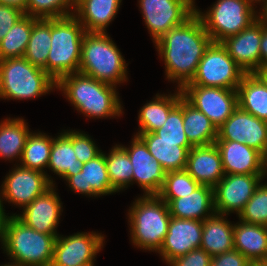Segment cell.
Returning a JSON list of instances; mask_svg holds the SVG:
<instances>
[{"mask_svg": "<svg viewBox=\"0 0 267 266\" xmlns=\"http://www.w3.org/2000/svg\"><path fill=\"white\" fill-rule=\"evenodd\" d=\"M267 66V23L262 20V38L260 42V68Z\"/></svg>", "mask_w": 267, "mask_h": 266, "instance_id": "45", "label": "cell"}, {"mask_svg": "<svg viewBox=\"0 0 267 266\" xmlns=\"http://www.w3.org/2000/svg\"><path fill=\"white\" fill-rule=\"evenodd\" d=\"M56 89V81L24 57L0 61V99H36Z\"/></svg>", "mask_w": 267, "mask_h": 266, "instance_id": "6", "label": "cell"}, {"mask_svg": "<svg viewBox=\"0 0 267 266\" xmlns=\"http://www.w3.org/2000/svg\"><path fill=\"white\" fill-rule=\"evenodd\" d=\"M212 38L196 12L183 24L172 28L154 43L164 61L166 79L182 89L194 78L198 64Z\"/></svg>", "mask_w": 267, "mask_h": 266, "instance_id": "1", "label": "cell"}, {"mask_svg": "<svg viewBox=\"0 0 267 266\" xmlns=\"http://www.w3.org/2000/svg\"><path fill=\"white\" fill-rule=\"evenodd\" d=\"M139 11L153 43L195 13V0H138Z\"/></svg>", "mask_w": 267, "mask_h": 266, "instance_id": "10", "label": "cell"}, {"mask_svg": "<svg viewBox=\"0 0 267 266\" xmlns=\"http://www.w3.org/2000/svg\"><path fill=\"white\" fill-rule=\"evenodd\" d=\"M23 118H5L0 121V158L16 162L21 160L26 139L31 133ZM18 159V160H17Z\"/></svg>", "mask_w": 267, "mask_h": 266, "instance_id": "30", "label": "cell"}, {"mask_svg": "<svg viewBox=\"0 0 267 266\" xmlns=\"http://www.w3.org/2000/svg\"><path fill=\"white\" fill-rule=\"evenodd\" d=\"M0 266H23V265L10 261V262H8V263L6 262L5 264H2Z\"/></svg>", "mask_w": 267, "mask_h": 266, "instance_id": "51", "label": "cell"}, {"mask_svg": "<svg viewBox=\"0 0 267 266\" xmlns=\"http://www.w3.org/2000/svg\"><path fill=\"white\" fill-rule=\"evenodd\" d=\"M84 131L73 130V149L77 159L86 163L98 156L102 150L96 145L94 139Z\"/></svg>", "mask_w": 267, "mask_h": 266, "instance_id": "41", "label": "cell"}, {"mask_svg": "<svg viewBox=\"0 0 267 266\" xmlns=\"http://www.w3.org/2000/svg\"><path fill=\"white\" fill-rule=\"evenodd\" d=\"M0 4L15 6L24 11L26 8L27 0H0Z\"/></svg>", "mask_w": 267, "mask_h": 266, "instance_id": "47", "label": "cell"}, {"mask_svg": "<svg viewBox=\"0 0 267 266\" xmlns=\"http://www.w3.org/2000/svg\"><path fill=\"white\" fill-rule=\"evenodd\" d=\"M74 9L73 0H27L24 14L35 18H60L72 15Z\"/></svg>", "mask_w": 267, "mask_h": 266, "instance_id": "38", "label": "cell"}, {"mask_svg": "<svg viewBox=\"0 0 267 266\" xmlns=\"http://www.w3.org/2000/svg\"><path fill=\"white\" fill-rule=\"evenodd\" d=\"M250 261L239 251L233 249L211 258L210 266H249Z\"/></svg>", "mask_w": 267, "mask_h": 266, "instance_id": "44", "label": "cell"}, {"mask_svg": "<svg viewBox=\"0 0 267 266\" xmlns=\"http://www.w3.org/2000/svg\"><path fill=\"white\" fill-rule=\"evenodd\" d=\"M153 99L142 106L138 113V132L152 133L161 128L165 123L170 110L179 102L183 96L181 89L172 94L157 93Z\"/></svg>", "mask_w": 267, "mask_h": 266, "instance_id": "29", "label": "cell"}, {"mask_svg": "<svg viewBox=\"0 0 267 266\" xmlns=\"http://www.w3.org/2000/svg\"><path fill=\"white\" fill-rule=\"evenodd\" d=\"M135 135L145 143L148 151L166 173L186 169L188 151L193 147L189 141L159 140V136L154 132Z\"/></svg>", "mask_w": 267, "mask_h": 266, "instance_id": "24", "label": "cell"}, {"mask_svg": "<svg viewBox=\"0 0 267 266\" xmlns=\"http://www.w3.org/2000/svg\"><path fill=\"white\" fill-rule=\"evenodd\" d=\"M200 185L214 188L225 176L217 145L194 146L188 151L185 169Z\"/></svg>", "mask_w": 267, "mask_h": 266, "instance_id": "22", "label": "cell"}, {"mask_svg": "<svg viewBox=\"0 0 267 266\" xmlns=\"http://www.w3.org/2000/svg\"><path fill=\"white\" fill-rule=\"evenodd\" d=\"M227 217L215 213L203 221L200 248L211 257L234 249V224Z\"/></svg>", "mask_w": 267, "mask_h": 266, "instance_id": "26", "label": "cell"}, {"mask_svg": "<svg viewBox=\"0 0 267 266\" xmlns=\"http://www.w3.org/2000/svg\"><path fill=\"white\" fill-rule=\"evenodd\" d=\"M234 249L250 262L267 261V226L241 220L234 223Z\"/></svg>", "mask_w": 267, "mask_h": 266, "instance_id": "27", "label": "cell"}, {"mask_svg": "<svg viewBox=\"0 0 267 266\" xmlns=\"http://www.w3.org/2000/svg\"><path fill=\"white\" fill-rule=\"evenodd\" d=\"M55 184L36 197L15 215L26 226L44 234L59 235L57 227L63 212V203L56 192Z\"/></svg>", "mask_w": 267, "mask_h": 266, "instance_id": "17", "label": "cell"}, {"mask_svg": "<svg viewBox=\"0 0 267 266\" xmlns=\"http://www.w3.org/2000/svg\"><path fill=\"white\" fill-rule=\"evenodd\" d=\"M172 217L204 221L214 215V188L200 185L191 194L173 200H163Z\"/></svg>", "mask_w": 267, "mask_h": 266, "instance_id": "23", "label": "cell"}, {"mask_svg": "<svg viewBox=\"0 0 267 266\" xmlns=\"http://www.w3.org/2000/svg\"><path fill=\"white\" fill-rule=\"evenodd\" d=\"M109 151L104 155L110 183L117 192L126 190L132 185L133 178L129 156L121 144L114 145Z\"/></svg>", "mask_w": 267, "mask_h": 266, "instance_id": "35", "label": "cell"}, {"mask_svg": "<svg viewBox=\"0 0 267 266\" xmlns=\"http://www.w3.org/2000/svg\"><path fill=\"white\" fill-rule=\"evenodd\" d=\"M122 0H81L73 15L83 25L86 32L107 33V28L115 19Z\"/></svg>", "mask_w": 267, "mask_h": 266, "instance_id": "25", "label": "cell"}, {"mask_svg": "<svg viewBox=\"0 0 267 266\" xmlns=\"http://www.w3.org/2000/svg\"><path fill=\"white\" fill-rule=\"evenodd\" d=\"M200 184L186 171L165 174L164 185L157 194L162 200H173L191 194Z\"/></svg>", "mask_w": 267, "mask_h": 266, "instance_id": "37", "label": "cell"}, {"mask_svg": "<svg viewBox=\"0 0 267 266\" xmlns=\"http://www.w3.org/2000/svg\"><path fill=\"white\" fill-rule=\"evenodd\" d=\"M65 181L70 190L88 197L98 198L117 193L110 183L103 151L95 158L83 163L81 172L68 176Z\"/></svg>", "mask_w": 267, "mask_h": 266, "instance_id": "21", "label": "cell"}, {"mask_svg": "<svg viewBox=\"0 0 267 266\" xmlns=\"http://www.w3.org/2000/svg\"><path fill=\"white\" fill-rule=\"evenodd\" d=\"M262 7V8H261ZM259 17L267 23V0L260 5Z\"/></svg>", "mask_w": 267, "mask_h": 266, "instance_id": "49", "label": "cell"}, {"mask_svg": "<svg viewBox=\"0 0 267 266\" xmlns=\"http://www.w3.org/2000/svg\"><path fill=\"white\" fill-rule=\"evenodd\" d=\"M32 26L33 17L30 15H24L15 23L0 42V61L24 56Z\"/></svg>", "mask_w": 267, "mask_h": 266, "instance_id": "36", "label": "cell"}, {"mask_svg": "<svg viewBox=\"0 0 267 266\" xmlns=\"http://www.w3.org/2000/svg\"><path fill=\"white\" fill-rule=\"evenodd\" d=\"M105 236L97 232H77L56 238L51 266H81L95 263Z\"/></svg>", "mask_w": 267, "mask_h": 266, "instance_id": "13", "label": "cell"}, {"mask_svg": "<svg viewBox=\"0 0 267 266\" xmlns=\"http://www.w3.org/2000/svg\"><path fill=\"white\" fill-rule=\"evenodd\" d=\"M211 258L204 249L197 248L170 261L168 266H210Z\"/></svg>", "mask_w": 267, "mask_h": 266, "instance_id": "43", "label": "cell"}, {"mask_svg": "<svg viewBox=\"0 0 267 266\" xmlns=\"http://www.w3.org/2000/svg\"><path fill=\"white\" fill-rule=\"evenodd\" d=\"M0 186V200L24 208L54 183L51 175L15 164Z\"/></svg>", "mask_w": 267, "mask_h": 266, "instance_id": "11", "label": "cell"}, {"mask_svg": "<svg viewBox=\"0 0 267 266\" xmlns=\"http://www.w3.org/2000/svg\"><path fill=\"white\" fill-rule=\"evenodd\" d=\"M75 110L90 119L117 118L123 115V106L117 87L80 72L62 76L56 81Z\"/></svg>", "mask_w": 267, "mask_h": 266, "instance_id": "2", "label": "cell"}, {"mask_svg": "<svg viewBox=\"0 0 267 266\" xmlns=\"http://www.w3.org/2000/svg\"><path fill=\"white\" fill-rule=\"evenodd\" d=\"M261 38L262 19L258 17L238 34L226 37L221 44L246 74H252L260 69Z\"/></svg>", "mask_w": 267, "mask_h": 266, "instance_id": "19", "label": "cell"}, {"mask_svg": "<svg viewBox=\"0 0 267 266\" xmlns=\"http://www.w3.org/2000/svg\"><path fill=\"white\" fill-rule=\"evenodd\" d=\"M183 126L189 143L194 146L214 144L217 128L211 120L183 97Z\"/></svg>", "mask_w": 267, "mask_h": 266, "instance_id": "31", "label": "cell"}, {"mask_svg": "<svg viewBox=\"0 0 267 266\" xmlns=\"http://www.w3.org/2000/svg\"><path fill=\"white\" fill-rule=\"evenodd\" d=\"M245 75L221 42H212L201 58L194 78L185 86L237 90Z\"/></svg>", "mask_w": 267, "mask_h": 266, "instance_id": "9", "label": "cell"}, {"mask_svg": "<svg viewBox=\"0 0 267 266\" xmlns=\"http://www.w3.org/2000/svg\"><path fill=\"white\" fill-rule=\"evenodd\" d=\"M267 174H225L214 187L216 214L239 213Z\"/></svg>", "mask_w": 267, "mask_h": 266, "instance_id": "12", "label": "cell"}, {"mask_svg": "<svg viewBox=\"0 0 267 266\" xmlns=\"http://www.w3.org/2000/svg\"><path fill=\"white\" fill-rule=\"evenodd\" d=\"M24 15V11L15 6L0 4V42Z\"/></svg>", "mask_w": 267, "mask_h": 266, "instance_id": "42", "label": "cell"}, {"mask_svg": "<svg viewBox=\"0 0 267 266\" xmlns=\"http://www.w3.org/2000/svg\"><path fill=\"white\" fill-rule=\"evenodd\" d=\"M225 174H267V158L255 148L237 141H215Z\"/></svg>", "mask_w": 267, "mask_h": 266, "instance_id": "20", "label": "cell"}, {"mask_svg": "<svg viewBox=\"0 0 267 266\" xmlns=\"http://www.w3.org/2000/svg\"><path fill=\"white\" fill-rule=\"evenodd\" d=\"M132 203L127 214L132 244L158 252L171 219L167 204L158 195H142Z\"/></svg>", "mask_w": 267, "mask_h": 266, "instance_id": "4", "label": "cell"}, {"mask_svg": "<svg viewBox=\"0 0 267 266\" xmlns=\"http://www.w3.org/2000/svg\"><path fill=\"white\" fill-rule=\"evenodd\" d=\"M81 266H95V264L94 263H89L87 265H81Z\"/></svg>", "mask_w": 267, "mask_h": 266, "instance_id": "54", "label": "cell"}, {"mask_svg": "<svg viewBox=\"0 0 267 266\" xmlns=\"http://www.w3.org/2000/svg\"><path fill=\"white\" fill-rule=\"evenodd\" d=\"M85 33L83 25L73 14L51 18V48L47 58V73L55 81L64 75L79 72Z\"/></svg>", "mask_w": 267, "mask_h": 266, "instance_id": "7", "label": "cell"}, {"mask_svg": "<svg viewBox=\"0 0 267 266\" xmlns=\"http://www.w3.org/2000/svg\"><path fill=\"white\" fill-rule=\"evenodd\" d=\"M3 203L0 200V242L2 244L3 240V233H4V228H5V223L7 220V217L9 216V213H5V209L3 208Z\"/></svg>", "mask_w": 267, "mask_h": 266, "instance_id": "46", "label": "cell"}, {"mask_svg": "<svg viewBox=\"0 0 267 266\" xmlns=\"http://www.w3.org/2000/svg\"><path fill=\"white\" fill-rule=\"evenodd\" d=\"M51 48V18L33 17V26L24 58L47 73V58Z\"/></svg>", "mask_w": 267, "mask_h": 266, "instance_id": "33", "label": "cell"}, {"mask_svg": "<svg viewBox=\"0 0 267 266\" xmlns=\"http://www.w3.org/2000/svg\"><path fill=\"white\" fill-rule=\"evenodd\" d=\"M203 221L178 219L171 216L168 231L157 252L168 263L201 247Z\"/></svg>", "mask_w": 267, "mask_h": 266, "instance_id": "18", "label": "cell"}, {"mask_svg": "<svg viewBox=\"0 0 267 266\" xmlns=\"http://www.w3.org/2000/svg\"><path fill=\"white\" fill-rule=\"evenodd\" d=\"M133 136L131 146L121 144L132 164V185L137 183L144 191L143 195H157L164 185L166 172L148 151L145 143L138 136Z\"/></svg>", "mask_w": 267, "mask_h": 266, "instance_id": "16", "label": "cell"}, {"mask_svg": "<svg viewBox=\"0 0 267 266\" xmlns=\"http://www.w3.org/2000/svg\"><path fill=\"white\" fill-rule=\"evenodd\" d=\"M81 0H73L74 5L76 6Z\"/></svg>", "mask_w": 267, "mask_h": 266, "instance_id": "53", "label": "cell"}, {"mask_svg": "<svg viewBox=\"0 0 267 266\" xmlns=\"http://www.w3.org/2000/svg\"><path fill=\"white\" fill-rule=\"evenodd\" d=\"M58 236L40 233L10 215L5 223L1 248L9 261L23 266H51Z\"/></svg>", "mask_w": 267, "mask_h": 266, "instance_id": "5", "label": "cell"}, {"mask_svg": "<svg viewBox=\"0 0 267 266\" xmlns=\"http://www.w3.org/2000/svg\"><path fill=\"white\" fill-rule=\"evenodd\" d=\"M159 140L188 141L183 126V96L170 110L163 126L154 131Z\"/></svg>", "mask_w": 267, "mask_h": 266, "instance_id": "40", "label": "cell"}, {"mask_svg": "<svg viewBox=\"0 0 267 266\" xmlns=\"http://www.w3.org/2000/svg\"><path fill=\"white\" fill-rule=\"evenodd\" d=\"M238 219L249 224L267 226V182L257 186L253 196L239 213Z\"/></svg>", "mask_w": 267, "mask_h": 266, "instance_id": "39", "label": "cell"}, {"mask_svg": "<svg viewBox=\"0 0 267 266\" xmlns=\"http://www.w3.org/2000/svg\"><path fill=\"white\" fill-rule=\"evenodd\" d=\"M128 63L108 33L86 32L79 72L114 86L128 81Z\"/></svg>", "mask_w": 267, "mask_h": 266, "instance_id": "3", "label": "cell"}, {"mask_svg": "<svg viewBox=\"0 0 267 266\" xmlns=\"http://www.w3.org/2000/svg\"><path fill=\"white\" fill-rule=\"evenodd\" d=\"M183 97L196 109L205 114L218 129L238 107L237 90L184 86Z\"/></svg>", "mask_w": 267, "mask_h": 266, "instance_id": "14", "label": "cell"}, {"mask_svg": "<svg viewBox=\"0 0 267 266\" xmlns=\"http://www.w3.org/2000/svg\"><path fill=\"white\" fill-rule=\"evenodd\" d=\"M267 87V66H264L254 73Z\"/></svg>", "mask_w": 267, "mask_h": 266, "instance_id": "48", "label": "cell"}, {"mask_svg": "<svg viewBox=\"0 0 267 266\" xmlns=\"http://www.w3.org/2000/svg\"><path fill=\"white\" fill-rule=\"evenodd\" d=\"M238 106L267 122V87L254 74H246L237 88Z\"/></svg>", "mask_w": 267, "mask_h": 266, "instance_id": "32", "label": "cell"}, {"mask_svg": "<svg viewBox=\"0 0 267 266\" xmlns=\"http://www.w3.org/2000/svg\"><path fill=\"white\" fill-rule=\"evenodd\" d=\"M53 138L41 131H32L26 139L19 165L46 174Z\"/></svg>", "mask_w": 267, "mask_h": 266, "instance_id": "34", "label": "cell"}, {"mask_svg": "<svg viewBox=\"0 0 267 266\" xmlns=\"http://www.w3.org/2000/svg\"><path fill=\"white\" fill-rule=\"evenodd\" d=\"M52 140L47 169L65 180L68 176L81 172L80 162L73 149V130H63Z\"/></svg>", "mask_w": 267, "mask_h": 266, "instance_id": "28", "label": "cell"}, {"mask_svg": "<svg viewBox=\"0 0 267 266\" xmlns=\"http://www.w3.org/2000/svg\"><path fill=\"white\" fill-rule=\"evenodd\" d=\"M216 141H237L255 148L267 158V122L238 106L217 129Z\"/></svg>", "mask_w": 267, "mask_h": 266, "instance_id": "15", "label": "cell"}, {"mask_svg": "<svg viewBox=\"0 0 267 266\" xmlns=\"http://www.w3.org/2000/svg\"><path fill=\"white\" fill-rule=\"evenodd\" d=\"M249 266H267V261L251 262Z\"/></svg>", "mask_w": 267, "mask_h": 266, "instance_id": "50", "label": "cell"}, {"mask_svg": "<svg viewBox=\"0 0 267 266\" xmlns=\"http://www.w3.org/2000/svg\"><path fill=\"white\" fill-rule=\"evenodd\" d=\"M254 4H257L258 5V3L261 5V3L263 2H265L266 0H251Z\"/></svg>", "mask_w": 267, "mask_h": 266, "instance_id": "52", "label": "cell"}, {"mask_svg": "<svg viewBox=\"0 0 267 266\" xmlns=\"http://www.w3.org/2000/svg\"><path fill=\"white\" fill-rule=\"evenodd\" d=\"M251 0H217L207 11L195 6V12L203 22L205 31L213 42L238 34L259 17Z\"/></svg>", "mask_w": 267, "mask_h": 266, "instance_id": "8", "label": "cell"}]
</instances>
